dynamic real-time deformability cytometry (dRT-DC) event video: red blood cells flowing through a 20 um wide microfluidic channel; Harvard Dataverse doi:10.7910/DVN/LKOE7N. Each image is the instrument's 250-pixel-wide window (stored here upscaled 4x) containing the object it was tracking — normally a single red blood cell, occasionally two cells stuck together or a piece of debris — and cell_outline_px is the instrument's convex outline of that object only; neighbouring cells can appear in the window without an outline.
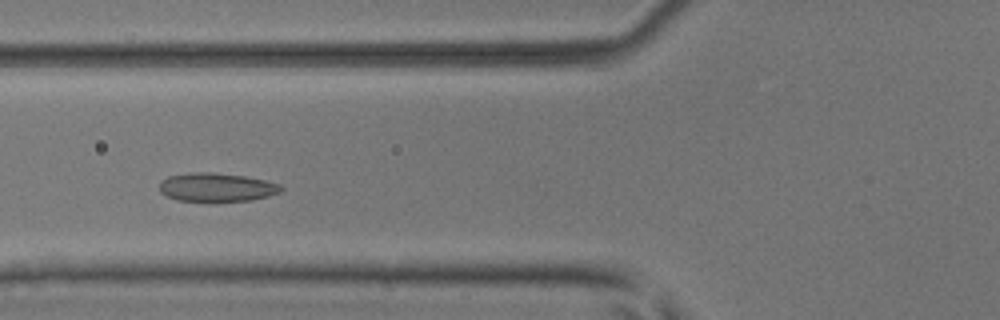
{"species": "common noctule bat (a hibernating species)", "species_latin": "Nyctalus noctula", "temperature_condition": "room temperature", "stored_images_in_passage": 48, "camera_frame_rate_fps": 3000, "um_per_image_px": 0.085, "animal": {"sex": "male", "body_mass_g": 17.9, "forearm_length_mm": 54.2}, "frame": {"image": 1, "passage_image": 15, "time_ms": 4.667, "image_size_px": [1000, 320], "cell_outline_px": [[284, 188], [280, 192], [268, 196], [252, 200], [212, 204], [176, 200], [160, 192], [160, 180], [168, 176], [192, 172], [212, 172], [244, 176], [264, 180], [280, 184]], "centroid_in_image_um": [18.39, 15.96], "position_along_channel_um": 107.4, "area_um2": 21.1}}
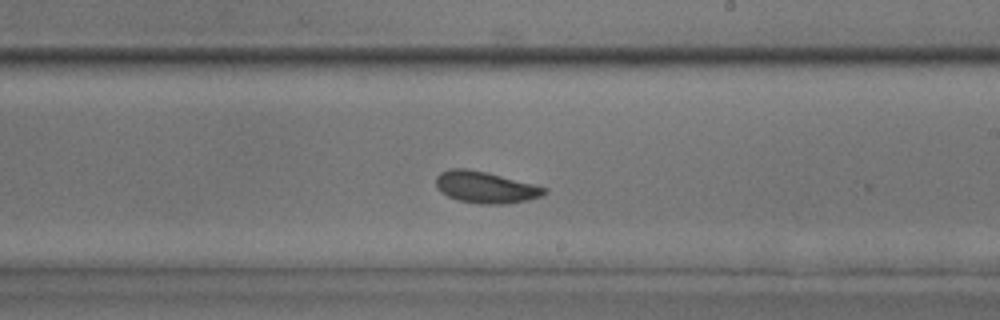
{"frame": {"image": 2, "passage_image": 26, "time_ms": 8.333, "image_size_px": [1000, 320], "cell_outline_px": [[548, 192], [540, 196], [528, 200], [504, 204], [480, 204], [456, 200], [440, 192], [436, 184], [436, 176], [440, 172], [448, 168], [468, 168], [488, 172], [548, 188]], "centroid_in_image_um": [41.24, 15.91], "position_along_channel_um": 247.8, "area_um2": 20.17}}
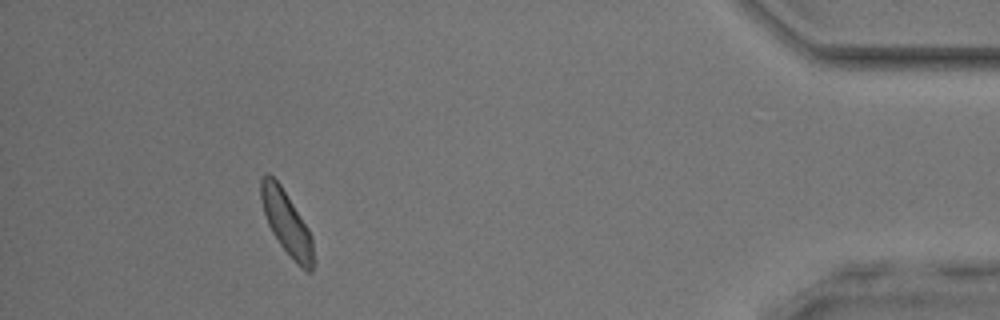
{"frame": {"image": 3, "passage_image": 43, "time_ms": 14.0, "image_size_px": [1000, 320], "cell_outline_px": [[312, 272], [308, 272], [300, 268], [296, 264], [280, 244], [272, 232], [268, 224], [260, 200], [260, 180], [264, 172], [268, 172], [280, 184], [308, 228], [312, 236]], "centroid_in_image_um": [24.32, 18.91], "position_along_channel_um": 410.9, "area_um2": 19.25}}